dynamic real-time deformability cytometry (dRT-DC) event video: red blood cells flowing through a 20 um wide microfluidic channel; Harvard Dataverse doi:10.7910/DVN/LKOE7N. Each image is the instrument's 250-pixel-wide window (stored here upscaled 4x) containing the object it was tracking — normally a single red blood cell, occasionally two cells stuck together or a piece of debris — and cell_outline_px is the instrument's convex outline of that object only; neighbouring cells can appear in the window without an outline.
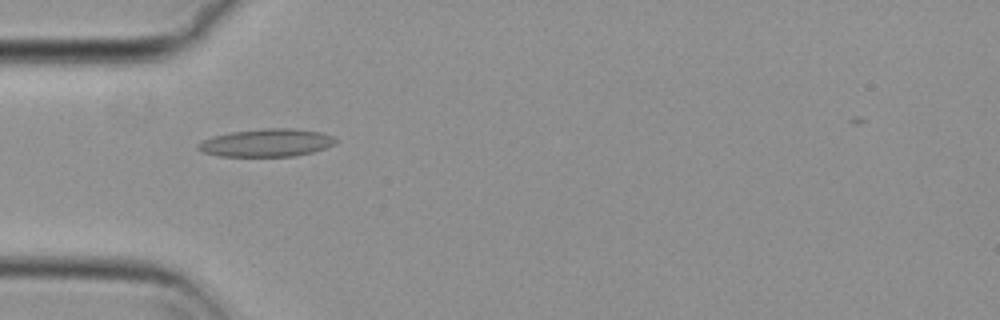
{"species": "common noctule bat (a hibernating species)", "species_latin": "Nyctalus noctula", "temperature_condition": "cold", "stored_images_in_passage": 55, "camera_frame_rate_fps": 3000, "um_per_image_px": 0.085, "animal": {"sex": "female", "body_mass_g": 29.2, "forearm_length_mm": 56.3}, "frame": {"image": 1, "passage_image": 17, "time_ms": 5.333, "image_size_px": [1000, 320], "cell_outline_px": [[340, 140], [336, 144], [312, 152], [292, 156], [220, 156], [204, 152], [196, 148], [196, 144], [212, 136], [232, 132], [264, 128], [296, 128], [320, 132], [332, 136]], "centroid_in_image_um": [22.68, 12.13], "position_along_channel_um": 62.3, "area_um2": 22.31}}
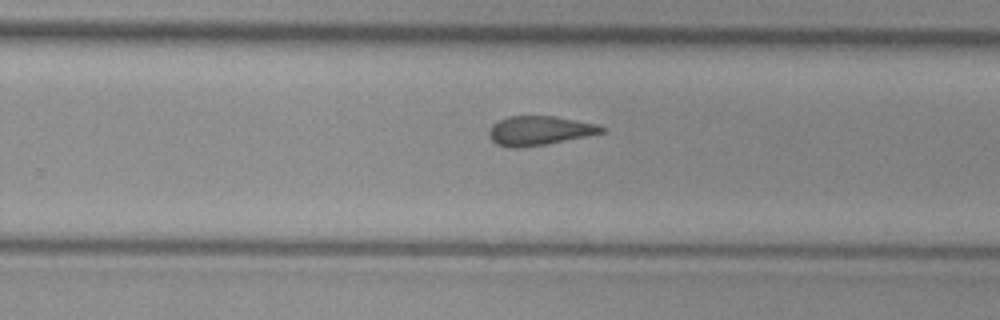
{"frame": {"image": 2, "passage_image": 35, "time_ms": 11.333, "image_size_px": [1000, 320], "cell_outline_px": [[604, 132], [588, 136], [544, 144], [516, 148], [508, 148], [496, 144], [488, 136], [488, 128], [492, 124], [508, 116], [556, 116], [600, 124], [604, 128]], "centroid_in_image_um": [45.83, 11.09], "position_along_channel_um": 284.0, "area_um2": 19.31}}
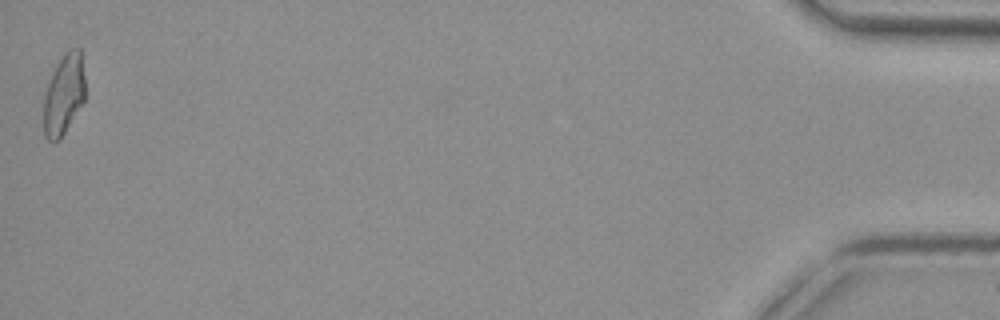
{"frame": {"image": 3, "passage_image": 55, "time_ms": 18.0, "image_size_px": [1000, 320], "cell_outline_px": [[84, 100], [60, 140], [48, 140], [44, 136], [44, 92], [52, 72], [56, 64], [64, 52], [72, 48], [80, 48], [84, 76]], "centroid_in_image_um": [5.41, 8.01], "position_along_channel_um": 429.8, "area_um2": 19.42}, "authors_computed_cell_mechanics": {"area_um2": 19.8254, "velocity_mm_per_s": 3.7207, "shape_relaxation_time_tau1_ms": null, "shape_relaxation_time_tau2_ms": 4.0757, "deformation_change_tau1": null, "deformation_change_tau2": 0.1344}}